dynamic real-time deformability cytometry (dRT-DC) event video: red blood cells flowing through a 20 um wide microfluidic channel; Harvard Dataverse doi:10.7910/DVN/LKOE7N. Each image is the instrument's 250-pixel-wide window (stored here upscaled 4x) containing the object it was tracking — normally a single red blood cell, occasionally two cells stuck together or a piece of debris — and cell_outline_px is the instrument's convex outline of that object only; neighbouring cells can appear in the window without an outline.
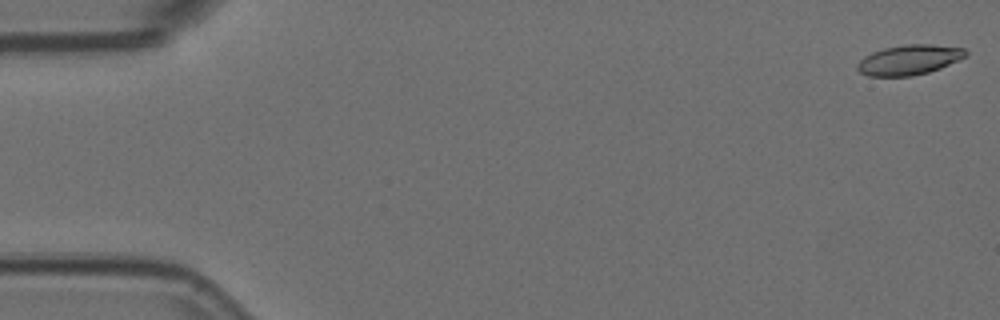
{"species": "Egyptian fruit bat (a non-hibernating species)", "species_latin": "Rousettus aegyptiacus", "temperature_condition": "room temperature", "stored_images_in_passage": 5, "camera_frame_rate_fps": 3000, "um_per_image_px": 0.085, "animal": {"sex": "female"}, "frame": {"image": 1, "passage_image": 1, "time_ms": 0.0, "image_size_px": [1000, 320], "cell_outline_px": [[968, 56], [960, 60], [940, 68], [928, 72], [912, 76], [868, 76], [860, 72], [856, 68], [856, 64], [864, 56], [872, 52], [884, 48], [908, 44], [932, 44], [964, 48], [968, 52]], "centroid_in_image_um": [77.29, 5.08], "position_along_channel_um": 7.7, "area_um2": 19.07}}
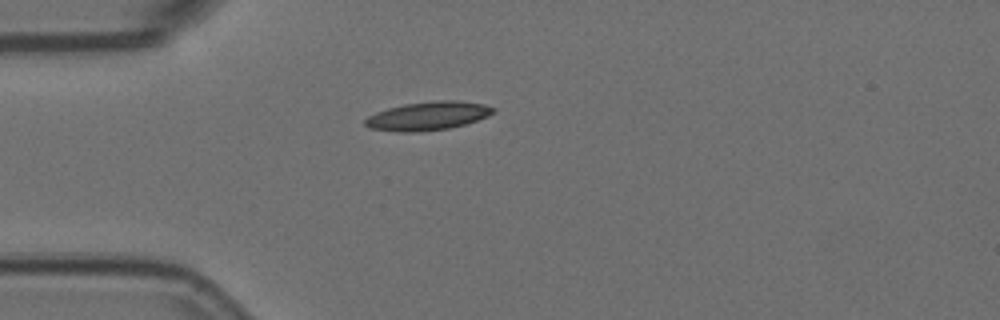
{"frame": {"image": 2, "passage_image": 5, "time_ms": 1.333, "image_size_px": [1000, 320], "cell_outline_px": [[496, 112], [488, 116], [464, 124], [448, 128], [412, 132], [400, 132], [368, 128], [364, 124], [364, 120], [368, 116], [376, 112], [388, 108], [404, 104], [440, 100], [456, 100], [484, 104], [496, 108]], "centroid_in_image_um": [36.37, 9.85], "position_along_channel_um": 48.6, "area_um2": 21.21}}